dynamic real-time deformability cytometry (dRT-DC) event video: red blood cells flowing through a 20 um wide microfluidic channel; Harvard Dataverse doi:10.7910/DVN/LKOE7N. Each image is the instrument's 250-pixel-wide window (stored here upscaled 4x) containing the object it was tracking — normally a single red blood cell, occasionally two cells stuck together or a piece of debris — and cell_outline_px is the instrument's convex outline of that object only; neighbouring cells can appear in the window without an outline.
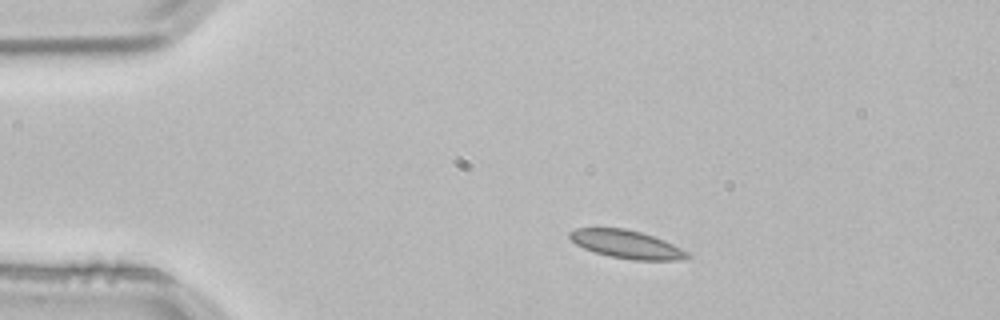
{"species": "common noctule bat (a hibernating species)", "species_latin": "Nyctalus noctula", "temperature_condition": "room temperature", "stored_images_in_passage": 2, "camera_frame_rate_fps": 3000, "um_per_image_px": 0.085, "animal": {"sex": "male", "body_mass_g": 21.5, "forearm_length_mm": 52.0}, "frame": {"image": 1, "passage_image": 1, "time_ms": 0.0, "image_size_px": [1000, 320], "cell_outline_px": [[692, 256], [680, 260], [632, 260], [608, 256], [584, 248], [576, 244], [568, 236], [568, 232], [576, 228], [624, 228], [640, 232], [664, 240], [688, 252]], "centroid_in_image_um": [53.25, 20.77], "position_along_channel_um": 31.7, "area_um2": 19.19}}